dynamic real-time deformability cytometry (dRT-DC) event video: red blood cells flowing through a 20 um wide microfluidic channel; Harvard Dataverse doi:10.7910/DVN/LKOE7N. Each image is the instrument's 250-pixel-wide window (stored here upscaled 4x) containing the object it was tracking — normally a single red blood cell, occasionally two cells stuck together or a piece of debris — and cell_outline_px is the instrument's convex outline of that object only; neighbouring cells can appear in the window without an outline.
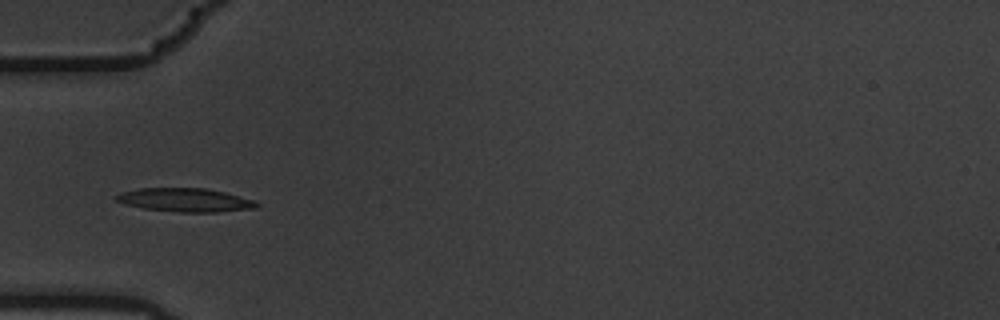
{"species": "common noctule bat (a hibernating species)", "species_latin": "Nyctalus noctula", "temperature_condition": "warm", "stored_images_in_passage": 8, "camera_frame_rate_fps": 3000, "um_per_image_px": 0.085, "animal": {"sex": "male", "body_mass_g": 19.5, "forearm_length_mm": 54.6}, "frame": {"image": 1, "passage_image": 5, "time_ms": 1.333, "image_size_px": [1000, 320], "cell_outline_px": [[260, 204], [256, 208], [216, 212], [180, 212], [144, 208], [128, 204], [116, 200], [112, 196], [136, 188], [204, 188], [224, 192], [256, 200]], "centroid_in_image_um": [15.78, 16.99], "position_along_channel_um": 69.2, "area_um2": 19.19}}
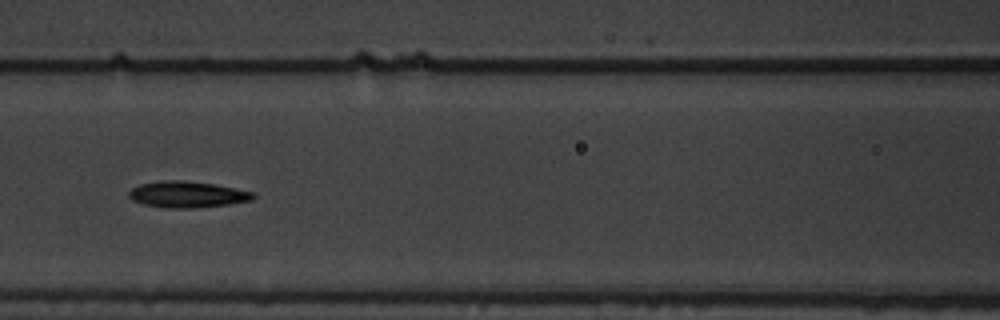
{"frame": {"image": 2, "passage_image": 7, "time_ms": 2.0, "image_size_px": [1000, 320], "cell_outline_px": [[256, 196], [252, 200], [228, 204], [192, 208], [164, 208], [144, 204], [132, 200], [128, 196], [128, 192], [132, 188], [140, 184], [160, 180], [180, 180], [212, 184], [256, 192]], "centroid_in_image_um": [15.9, 16.53], "position_along_channel_um": 150.7, "area_um2": 19.02}}
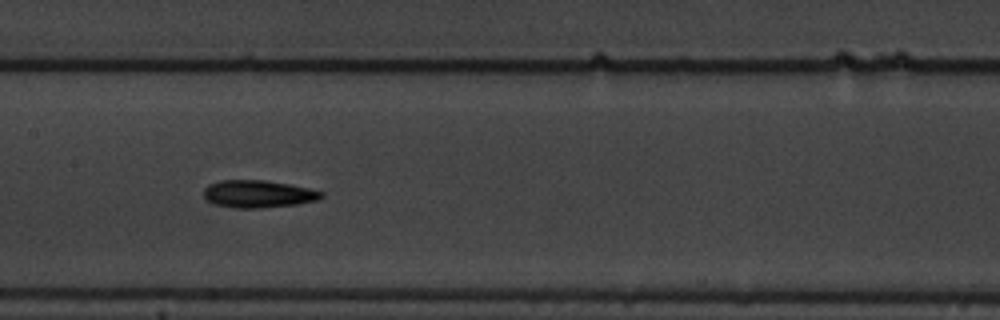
{"frame": {"image": 3, "passage_image": 8, "time_ms": 2.333, "image_size_px": [1000, 320], "cell_outline_px": [[324, 196], [320, 200], [296, 204], [260, 208], [232, 208], [212, 204], [204, 200], [204, 188], [208, 184], [220, 180], [264, 180], [288, 184], [308, 188], [324, 192]], "centroid_in_image_um": [21.91, 16.49], "position_along_channel_um": 185.5, "area_um2": 19.07}}